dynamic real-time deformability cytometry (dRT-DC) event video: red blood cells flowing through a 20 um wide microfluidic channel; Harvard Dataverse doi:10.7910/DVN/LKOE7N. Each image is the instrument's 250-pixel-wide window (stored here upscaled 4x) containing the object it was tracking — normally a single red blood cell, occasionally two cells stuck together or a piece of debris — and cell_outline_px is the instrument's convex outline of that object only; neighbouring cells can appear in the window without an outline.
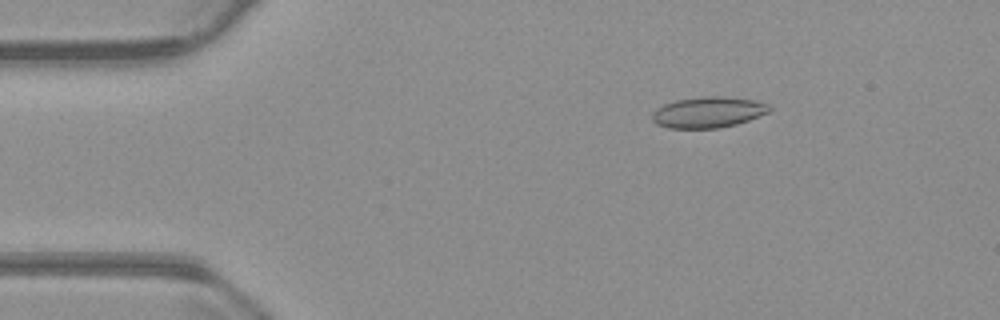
{"species": "common noctule bat (a hibernating species)", "species_latin": "Nyctalus noctula", "temperature_condition": "warm", "stored_images_in_passage": 54, "camera_frame_rate_fps": 3000, "um_per_image_px": 0.085, "animal": {"sex": "male", "body_mass_g": 23.1, "forearm_length_mm": 52.7}, "frame": {"image": 1, "passage_image": 8, "time_ms": 2.333, "image_size_px": [1000, 320], "cell_outline_px": [[772, 108], [768, 112], [748, 120], [736, 124], [720, 128], [668, 128], [656, 124], [652, 120], [652, 112], [656, 108], [664, 104], [676, 100], [708, 96], [720, 96], [756, 100], [768, 104]], "centroid_in_image_um": [60.18, 9.54], "position_along_channel_um": 24.8, "area_um2": 21.1}}
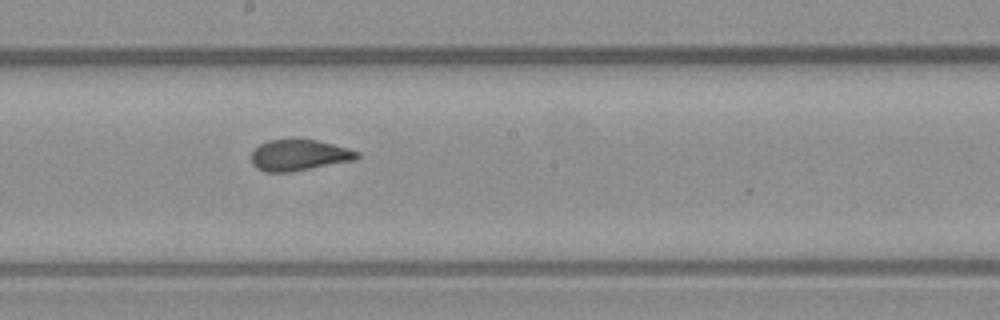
{"frame": {"image": 2, "passage_image": 29, "time_ms": 9.333, "image_size_px": [1000, 320], "cell_outline_px": [[360, 156], [356, 160], [288, 172], [264, 172], [256, 168], [252, 164], [252, 152], [260, 144], [268, 140], [316, 140], [348, 148], [360, 152]], "centroid_in_image_um": [25.43, 13.2], "position_along_channel_um": 222.8, "area_um2": 18.96}}
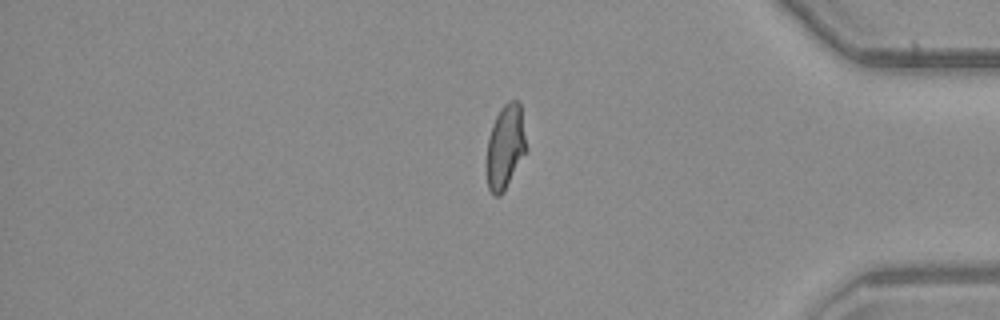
{"frame": {"image": 3, "passage_image": 45, "time_ms": 14.667, "image_size_px": [1000, 320], "cell_outline_px": [[528, 148], [500, 196], [492, 196], [488, 188], [488, 136], [492, 124], [500, 108], [508, 100], [516, 100], [520, 104]], "centroid_in_image_um": [42.97, 12.43], "position_along_channel_um": 392.2, "area_um2": 19.19}, "authors_computed_cell_mechanics": {"area_um2": 20.1433, "velocity_mm_per_s": 3.7402, "shape_relaxation_time_tau1_ms": null, "shape_relaxation_time_tau2_ms": 0.7829, "deformation_change_tau1": null, "deformation_change_tau2": 0.0665}}